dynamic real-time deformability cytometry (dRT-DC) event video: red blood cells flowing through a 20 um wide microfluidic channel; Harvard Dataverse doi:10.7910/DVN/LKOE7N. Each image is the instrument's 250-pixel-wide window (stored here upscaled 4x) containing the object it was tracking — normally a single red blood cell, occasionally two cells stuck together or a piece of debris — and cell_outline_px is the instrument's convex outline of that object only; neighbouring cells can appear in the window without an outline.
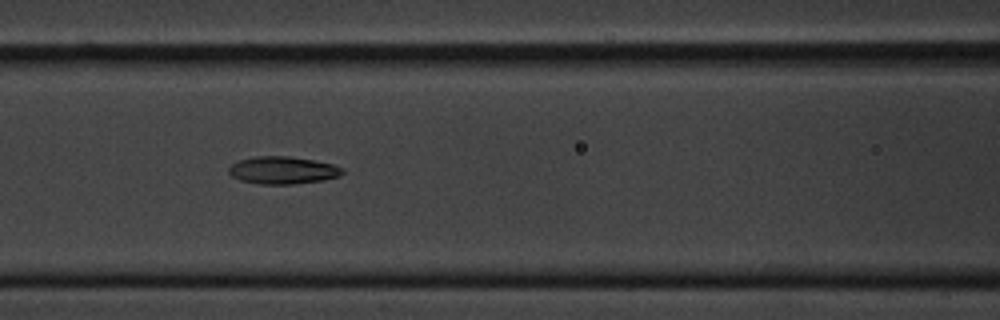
{"species": "common noctule bat (a hibernating species)", "species_latin": "Nyctalus noctula", "temperature_condition": "cold", "stored_images_in_passage": 6, "camera_frame_rate_fps": 3000, "um_per_image_px": 0.085, "animal": {"sex": "male", "body_mass_g": 20.1, "forearm_length_mm": 53.5}, "frame": {"image": 1, "passage_image": 4, "time_ms": 3.333, "image_size_px": [1000, 320], "cell_outline_px": [[344, 172], [340, 176], [320, 180], [292, 184], [260, 184], [240, 180], [232, 176], [228, 172], [228, 168], [232, 164], [240, 160], [256, 156], [288, 156], [312, 160], [332, 164], [344, 168]], "centroid_in_image_um": [24.02, 14.47], "position_along_channel_um": 142.6, "area_um2": 18.03}}
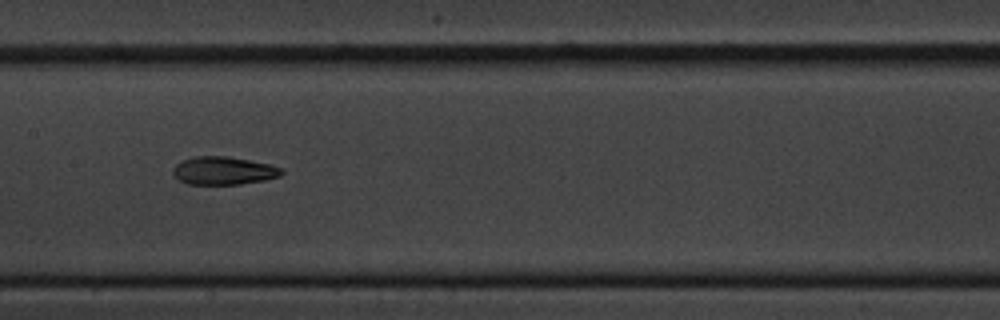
{"frame": {"image": 2, "passage_image": 5, "time_ms": 4.667, "image_size_px": [1000, 320], "cell_outline_px": [[284, 172], [280, 176], [264, 180], [240, 184], [188, 184], [180, 180], [172, 172], [172, 168], [176, 164], [184, 160], [196, 156], [228, 156], [268, 164], [284, 168]], "centroid_in_image_um": [19.02, 14.51], "position_along_channel_um": 188.4, "area_um2": 17.63}}
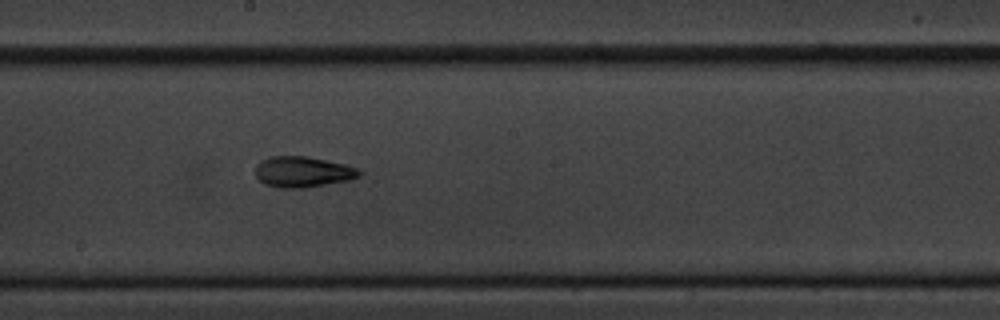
{"frame": {"image": 3, "passage_image": 6, "time_ms": 5.667, "image_size_px": [1000, 320], "cell_outline_px": [[364, 172], [360, 176], [348, 180], [300, 188], [280, 188], [264, 184], [256, 176], [256, 164], [260, 160], [268, 156], [308, 156], [344, 164], [356, 168]], "centroid_in_image_um": [25.7, 14.59], "position_along_channel_um": 222.5, "area_um2": 18.61}}